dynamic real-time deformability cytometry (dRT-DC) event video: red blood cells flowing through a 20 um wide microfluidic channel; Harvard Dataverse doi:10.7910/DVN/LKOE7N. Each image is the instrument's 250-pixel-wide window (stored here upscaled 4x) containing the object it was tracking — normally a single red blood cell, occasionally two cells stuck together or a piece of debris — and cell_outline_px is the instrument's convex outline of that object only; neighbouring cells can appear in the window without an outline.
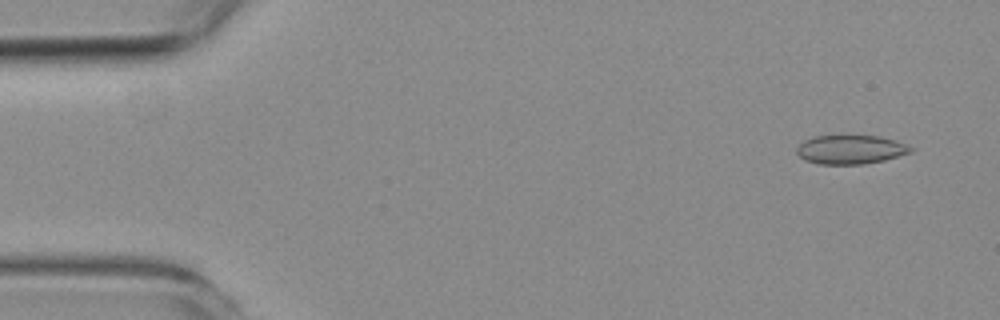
{"species": "common noctule bat (a hibernating species)", "species_latin": "Nyctalus noctula", "temperature_condition": "room temperature", "stored_images_in_passage": 48, "camera_frame_rate_fps": 3000, "um_per_image_px": 0.085, "animal": {"sex": "female", "body_mass_g": 19.3, "forearm_length_mm": 54.1}, "frame": {"image": 1, "passage_image": 3, "time_ms": 0.667, "image_size_px": [1000, 320], "cell_outline_px": [[916, 148], [912, 152], [884, 160], [864, 164], [820, 164], [804, 160], [796, 152], [796, 148], [804, 140], [812, 136], [840, 132], [880, 136], [896, 140], [908, 144]], "centroid_in_image_um": [72.3, 12.65], "position_along_channel_um": 12.7, "area_um2": 20.35}}
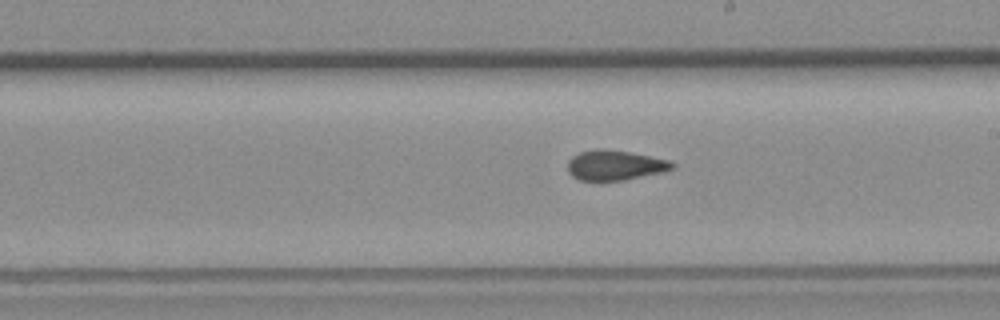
{"frame": {"image": 2, "passage_image": 30, "time_ms": 9.667, "image_size_px": [1000, 320], "cell_outline_px": [[676, 168], [664, 172], [624, 180], [600, 184], [580, 180], [572, 176], [568, 172], [568, 160], [572, 156], [580, 152], [600, 148], [604, 148], [628, 152], [672, 160], [676, 164]], "centroid_in_image_um": [52.28, 14.08], "position_along_channel_um": 236.7, "area_um2": 19.07}}
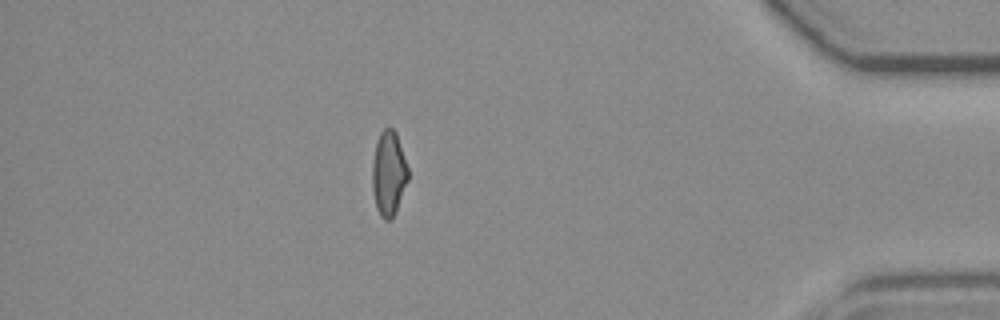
{"frame": {"image": 3, "passage_image": 47, "time_ms": 15.333, "image_size_px": [1000, 320], "cell_outline_px": [[408, 180], [396, 212], [392, 220], [384, 220], [380, 216], [376, 208], [372, 192], [372, 164], [376, 144], [380, 132], [384, 128], [392, 128], [396, 132], [408, 168]], "centroid_in_image_um": [33.03, 14.78], "position_along_channel_um": 402.2, "area_um2": 17.8}}